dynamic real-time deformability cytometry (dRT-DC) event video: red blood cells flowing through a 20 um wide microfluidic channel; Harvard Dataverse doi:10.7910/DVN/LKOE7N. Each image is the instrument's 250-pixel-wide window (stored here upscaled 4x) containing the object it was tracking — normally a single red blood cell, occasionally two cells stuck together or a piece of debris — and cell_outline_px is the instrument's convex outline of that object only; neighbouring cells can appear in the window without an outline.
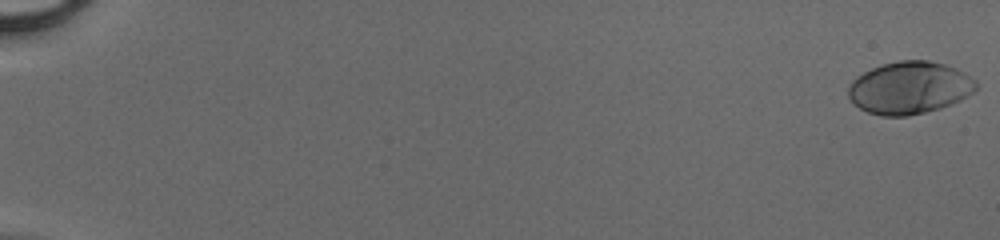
{"species": "human", "species_latin": "Homo sapiens", "temperature_condition": "cold", "stored_images_in_passage": 50, "camera_frame_rate_fps": 3000, "um_per_image_px": 0.085, "donor": {"sex": "male"}, "frame": {"image": 1, "passage_image": 1, "time_ms": 0.0, "image_size_px": [1000, 240], "cell_outline_px": [[976, 88], [968, 96], [952, 104], [940, 108], [908, 116], [880, 116], [868, 112], [860, 108], [848, 96], [848, 88], [852, 80], [856, 76], [880, 64], [900, 60], [928, 60], [944, 64], [956, 68], [964, 72], [976, 80]], "centroid_in_image_um": [77.31, 7.45], "position_along_channel_um": 7.7, "area_um2": 39.07}}
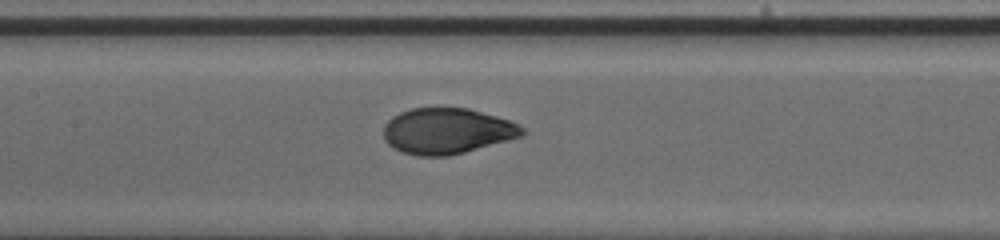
{"frame": {"image": 2, "passage_image": 27, "time_ms": 8.667, "image_size_px": [1000, 240], "cell_outline_px": [[524, 132], [520, 136], [508, 140], [464, 152], [448, 156], [416, 156], [400, 152], [392, 148], [384, 140], [384, 124], [392, 116], [400, 112], [412, 108], [468, 108], [496, 116], [508, 120], [524, 128]], "centroid_in_image_um": [37.93, 11.14], "position_along_channel_um": 169.5, "area_um2": 36.93}}
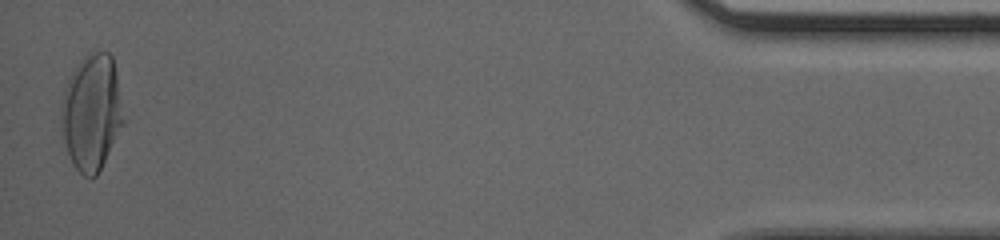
{"frame": {"image": 3, "passage_image": 50, "time_ms": 16.333, "image_size_px": [1000, 240], "cell_outline_px": [[124, 124], [96, 176], [84, 176], [72, 164], [64, 140], [60, 112], [64, 88], [72, 68], [88, 52], [108, 52], [112, 56], [116, 76], [124, 120]], "centroid_in_image_um": [7.76, 9.52], "position_along_channel_um": 427.4, "area_um2": 41.79}}